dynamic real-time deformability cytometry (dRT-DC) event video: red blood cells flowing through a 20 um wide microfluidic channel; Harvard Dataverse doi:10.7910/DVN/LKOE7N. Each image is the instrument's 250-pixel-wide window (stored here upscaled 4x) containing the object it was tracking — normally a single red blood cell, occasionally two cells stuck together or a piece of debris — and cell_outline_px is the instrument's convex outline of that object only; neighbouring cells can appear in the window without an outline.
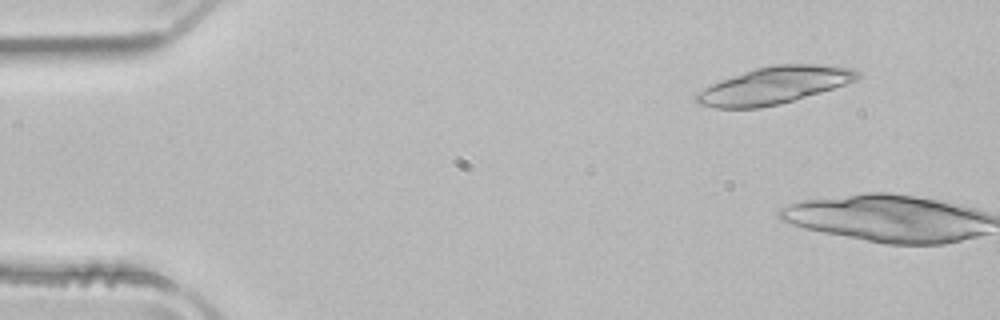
{"species": "common noctule bat (a hibernating species)", "species_latin": "Nyctalus noctula", "temperature_condition": "room temperature", "stored_images_in_passage": 6, "camera_frame_rate_fps": 3000, "um_per_image_px": 0.085, "animal": {"sex": "male", "body_mass_g": 21.5, "forearm_length_mm": 52.0}, "frame": {"image": 1, "passage_image": 5, "time_ms": 1.333, "image_size_px": [1000, 320], "cell_outline_px": [[860, 76], [856, 80], [820, 92], [780, 104], [760, 108], [716, 108], [696, 104], [696, 92], [720, 80], [756, 68], [776, 64], [820, 64], [856, 68], [860, 72]], "centroid_in_image_um": [65.8, 7.25], "position_along_channel_um": 19.2, "area_um2": 34.68}}